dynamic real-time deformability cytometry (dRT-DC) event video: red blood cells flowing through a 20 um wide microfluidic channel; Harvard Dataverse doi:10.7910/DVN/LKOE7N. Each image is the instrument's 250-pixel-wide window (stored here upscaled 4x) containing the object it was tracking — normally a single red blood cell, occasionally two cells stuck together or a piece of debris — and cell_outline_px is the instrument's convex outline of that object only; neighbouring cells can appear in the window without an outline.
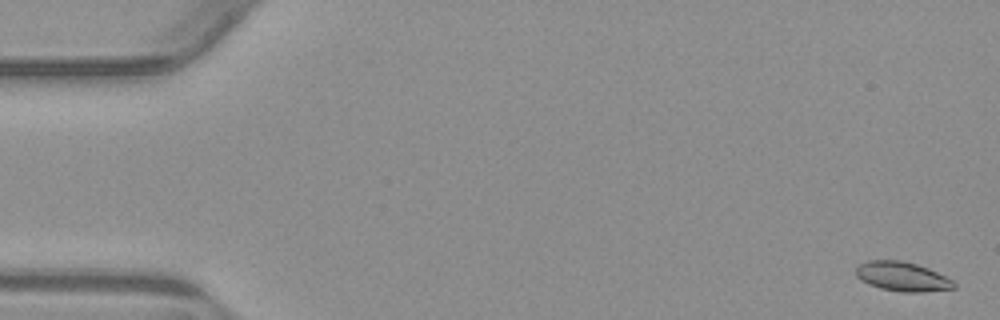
{"species": "common noctule bat (a hibernating species)", "species_latin": "Nyctalus noctula", "temperature_condition": "warm", "stored_images_in_passage": 54, "camera_frame_rate_fps": 3000, "um_per_image_px": 0.085, "animal": {"sex": "male", "body_mass_g": 23.1, "forearm_length_mm": 52.7}, "frame": {"image": 1, "passage_image": 1, "time_ms": 0.0, "image_size_px": [1000, 320], "cell_outline_px": [[956, 288], [924, 292], [900, 292], [880, 288], [868, 284], [860, 280], [856, 276], [856, 268], [860, 264], [868, 260], [900, 260], [916, 264], [928, 268], [952, 280], [956, 284]], "centroid_in_image_um": [76.68, 23.51], "position_along_channel_um": 8.3, "area_um2": 16.76}}
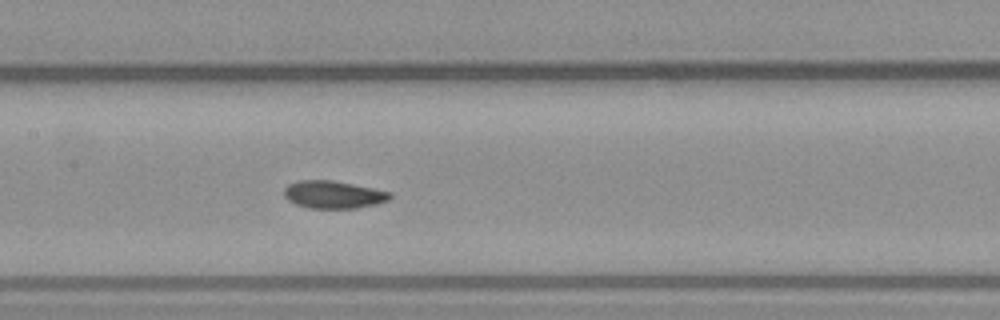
{"frame": {"image": 2, "passage_image": 26, "time_ms": 8.333, "image_size_px": [1000, 320], "cell_outline_px": [[392, 196], [388, 200], [376, 204], [356, 208], [312, 208], [296, 204], [288, 200], [284, 196], [284, 188], [288, 184], [296, 180], [332, 180], [392, 192]], "centroid_in_image_um": [28.32, 16.53], "position_along_channel_um": 179.1, "area_um2": 16.99}}
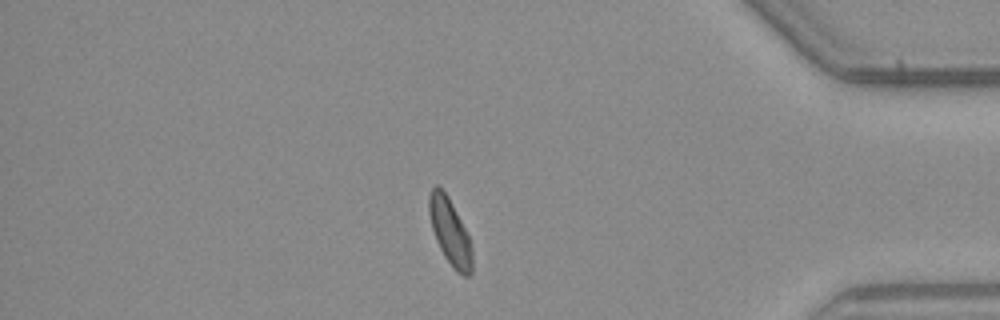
{"frame": {"image": 3, "passage_image": 46, "time_ms": 15.0, "image_size_px": [1000, 320], "cell_outline_px": [[472, 272], [468, 276], [464, 276], [456, 272], [452, 268], [444, 256], [436, 240], [432, 228], [428, 212], [428, 196], [432, 188], [436, 184], [448, 196], [468, 236], [472, 252]], "centroid_in_image_um": [38.23, 19.73], "position_along_channel_um": 397.0, "area_um2": 16.47}, "authors_computed_cell_mechanics": {"area_um2": 17.1088, "velocity_mm_per_s": 3.8078, "shape_relaxation_time_tau1_ms": 3.3157, "shape_relaxation_time_tau2_ms": 1.8455, "deformation_change_tau1": 0.1207, "deformation_change_tau2": 0.0634}}